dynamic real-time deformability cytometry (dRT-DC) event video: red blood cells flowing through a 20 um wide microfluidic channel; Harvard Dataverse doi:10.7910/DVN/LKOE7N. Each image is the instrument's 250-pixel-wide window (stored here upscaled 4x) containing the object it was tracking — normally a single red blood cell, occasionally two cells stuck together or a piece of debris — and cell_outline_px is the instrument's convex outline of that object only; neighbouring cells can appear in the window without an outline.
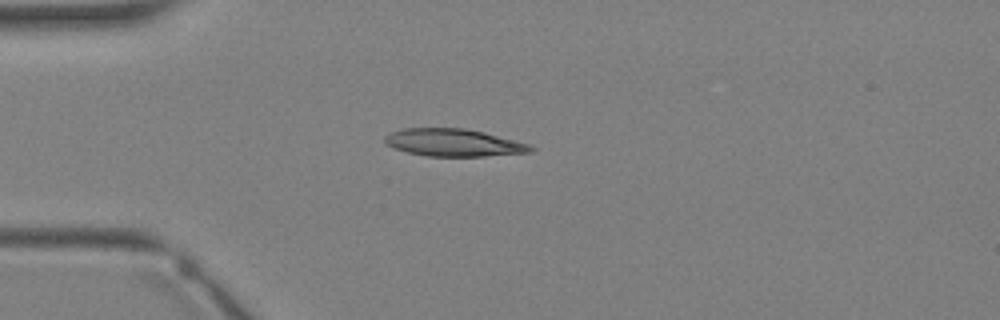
{"species": "Egyptian fruit bat (a non-hibernating species)", "species_latin": "Rousettus aegyptiacus", "temperature_condition": "warm", "stored_images_in_passage": 3, "camera_frame_rate_fps": 3000, "um_per_image_px": 0.085, "animal": {"sex": "female"}, "frame": {"image": 1, "passage_image": 3, "time_ms": 2.333, "image_size_px": [1000, 320], "cell_outline_px": [[536, 148], [532, 152], [484, 156], [428, 156], [408, 152], [392, 148], [384, 144], [384, 136], [400, 128], [464, 128], [484, 132], [528, 144]], "centroid_in_image_um": [38.51, 12.12], "position_along_channel_um": 46.5, "area_um2": 23.35}}